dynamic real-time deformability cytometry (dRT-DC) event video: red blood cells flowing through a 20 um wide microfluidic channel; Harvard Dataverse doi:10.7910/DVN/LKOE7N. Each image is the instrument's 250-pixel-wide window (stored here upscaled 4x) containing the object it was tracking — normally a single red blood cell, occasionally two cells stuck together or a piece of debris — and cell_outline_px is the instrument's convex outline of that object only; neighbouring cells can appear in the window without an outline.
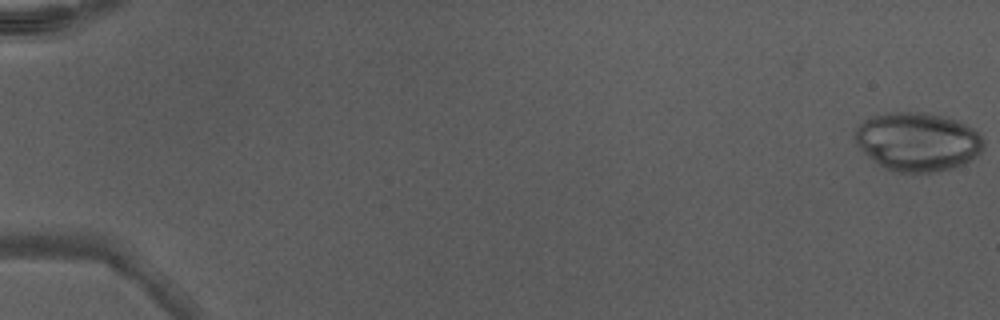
{"species": "Egyptian fruit bat (a non-hibernating species)", "species_latin": "Rousettus aegyptiacus", "temperature_condition": "warm", "stored_images_in_passage": 10, "camera_frame_rate_fps": 3000, "um_per_image_px": 0.085, "animal": {"sex": "male"}, "frame": {"image": 1, "passage_image": 1, "time_ms": 0.0, "image_size_px": [1000, 320], "cell_outline_px": [[984, 148], [976, 156], [964, 164], [952, 168], [936, 172], [892, 172], [884, 168], [868, 156], [856, 144], [856, 128], [864, 120], [872, 116], [892, 112], [928, 112], [944, 116], [956, 120], [972, 128], [984, 140]], "centroid_in_image_um": [78.0, 12.05], "position_along_channel_um": 7.0, "area_um2": 43.99}}